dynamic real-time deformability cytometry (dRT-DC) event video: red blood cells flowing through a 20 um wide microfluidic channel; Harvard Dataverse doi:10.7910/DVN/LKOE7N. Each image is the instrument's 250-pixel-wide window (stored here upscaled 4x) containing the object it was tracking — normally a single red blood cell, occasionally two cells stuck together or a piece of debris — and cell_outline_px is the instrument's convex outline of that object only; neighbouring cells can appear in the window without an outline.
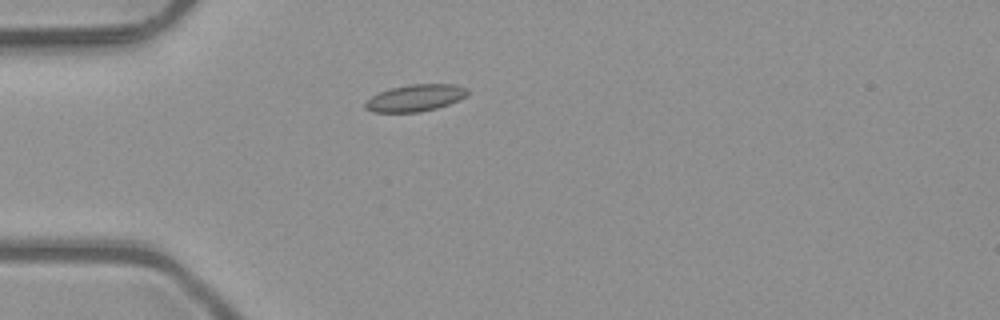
{"species": "common noctule bat (a hibernating species)", "species_latin": "Nyctalus noctula", "temperature_condition": "room temperature", "stored_images_in_passage": 1, "camera_frame_rate_fps": 3000, "um_per_image_px": 0.085, "animal": {"sex": "male", "body_mass_g": 23.1, "forearm_length_mm": 52.7}, "frame": {"image": 1, "passage_image": 1, "time_ms": 0.0, "image_size_px": [1000, 320], "cell_outline_px": [[468, 92], [464, 96], [448, 104], [436, 108], [420, 112], [372, 112], [364, 108], [364, 100], [380, 92], [392, 88], [408, 84], [452, 84], [468, 88]], "centroid_in_image_um": [35.24, 8.32], "position_along_channel_um": 49.8, "area_um2": 15.9}}